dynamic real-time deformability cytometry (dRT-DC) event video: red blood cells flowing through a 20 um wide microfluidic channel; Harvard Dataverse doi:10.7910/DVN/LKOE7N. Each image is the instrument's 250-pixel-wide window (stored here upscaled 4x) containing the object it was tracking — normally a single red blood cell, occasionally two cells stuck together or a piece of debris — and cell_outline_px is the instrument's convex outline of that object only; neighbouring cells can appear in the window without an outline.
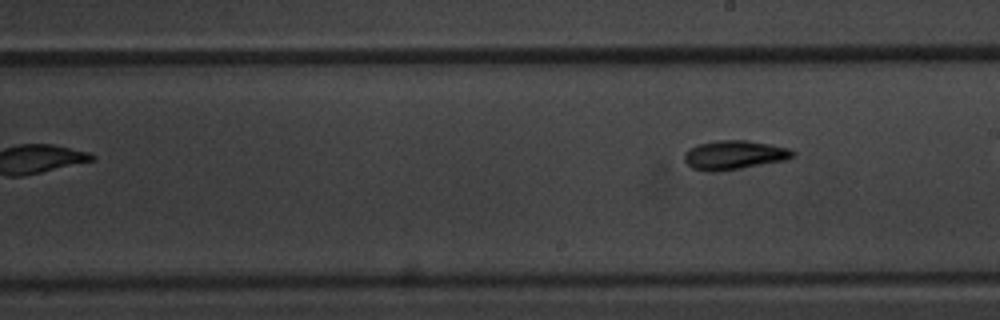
{"species": "common noctule bat (a hibernating species)", "species_latin": "Nyctalus noctula", "temperature_condition": "warm", "stored_images_in_passage": 11, "segment_of_instrument_passage": [2, 2], "camera_frame_rate_fps": 3000, "um_per_image_px": 0.085, "animal": {"sex": "male", "body_mass_g": 20.1, "forearm_length_mm": 53.5}, "frame": {"image": 1, "passage_image": 11, "time_ms": 11.667, "image_size_px": [1000, 320], "cell_outline_px": [[796, 156], [784, 160], [740, 168], [716, 172], [708, 172], [692, 168], [684, 160], [684, 152], [688, 148], [700, 144], [716, 140], [748, 140], [788, 148], [796, 152]], "centroid_in_image_um": [62.38, 13.17], "position_along_channel_um": 226.6, "area_um2": 18.32}}